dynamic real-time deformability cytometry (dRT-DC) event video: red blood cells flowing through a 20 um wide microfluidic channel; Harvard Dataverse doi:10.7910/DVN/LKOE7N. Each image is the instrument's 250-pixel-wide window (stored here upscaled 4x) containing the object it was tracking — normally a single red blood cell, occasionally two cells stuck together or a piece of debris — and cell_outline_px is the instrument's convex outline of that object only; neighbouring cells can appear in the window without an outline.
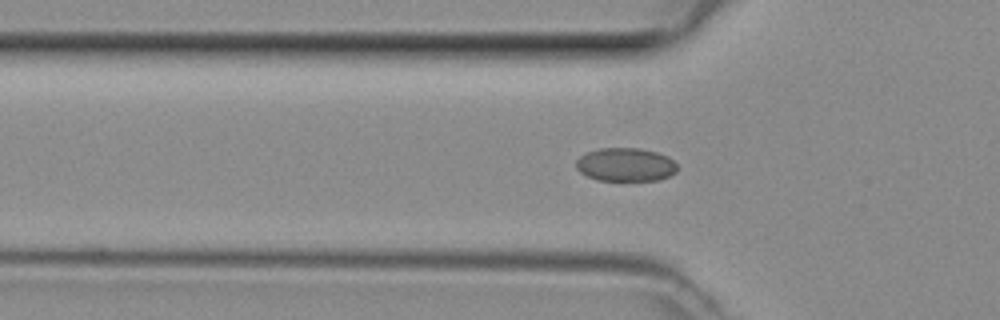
{"species": "common noctule bat (a hibernating species)", "species_latin": "Nyctalus noctula", "temperature_condition": "room temperature", "stored_images_in_passage": 31, "camera_frame_rate_fps": 3000, "um_per_image_px": 0.085, "animal": {"sex": "female", "body_mass_g": 29.2, "forearm_length_mm": 56.3}, "frame": {"image": 1, "passage_image": 3, "time_ms": 0.667, "image_size_px": [1000, 320], "cell_outline_px": [[676, 172], [668, 176], [656, 180], [596, 180], [580, 172], [576, 168], [576, 160], [580, 156], [588, 152], [600, 148], [640, 148], [656, 152], [668, 156], [676, 164]], "centroid_in_image_um": [53.16, 13.99], "position_along_channel_um": 72.6, "area_um2": 19.59}}
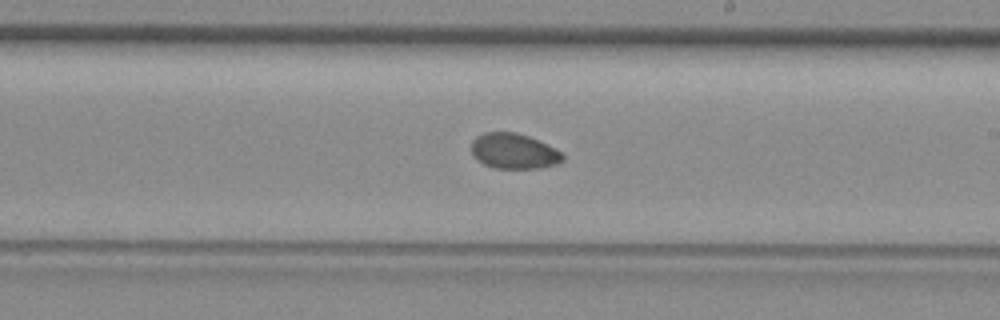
{"frame": {"image": 2, "passage_image": 15, "time_ms": 4.667, "image_size_px": [1000, 320], "cell_outline_px": [[564, 160], [556, 164], [540, 168], [492, 168], [484, 164], [472, 156], [472, 140], [476, 136], [484, 132], [516, 132], [528, 136], [560, 152], [564, 156]], "centroid_in_image_um": [43.62, 12.85], "position_along_channel_um": 245.4, "area_um2": 18.67}}
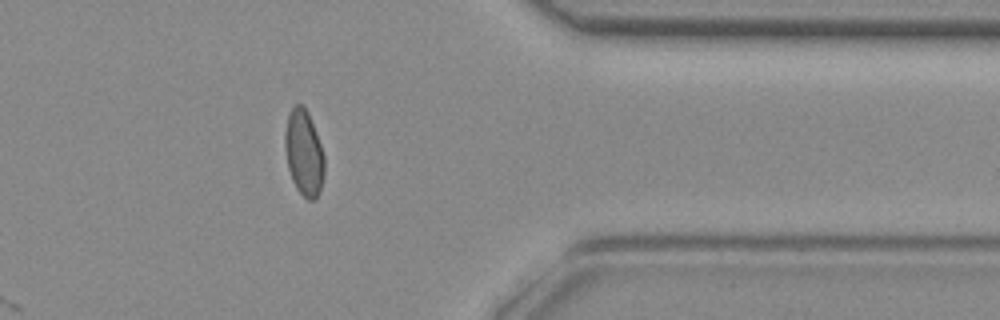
{"frame": {"image": 3, "passage_image": 26, "time_ms": 8.333, "image_size_px": [1000, 320], "cell_outline_px": [[324, 176], [320, 192], [312, 200], [308, 200], [296, 188], [292, 180], [288, 168], [284, 148], [284, 132], [288, 116], [292, 108], [296, 104], [304, 104], [308, 112], [320, 144], [324, 156]], "centroid_in_image_um": [25.82, 12.99], "position_along_channel_um": 385.6, "area_um2": 19.71}}